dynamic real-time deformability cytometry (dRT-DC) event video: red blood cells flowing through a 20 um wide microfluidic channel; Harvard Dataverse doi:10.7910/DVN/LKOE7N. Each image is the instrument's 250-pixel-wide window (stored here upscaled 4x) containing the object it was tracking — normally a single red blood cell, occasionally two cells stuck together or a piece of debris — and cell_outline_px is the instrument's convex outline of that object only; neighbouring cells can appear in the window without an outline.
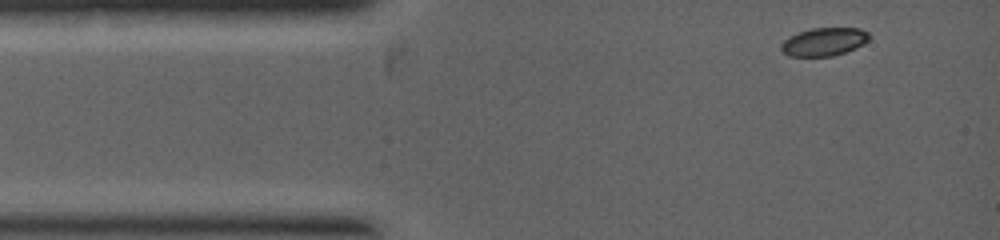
{"species": "common noctule bat (a hibernating species)", "species_latin": "Nyctalus noctula", "temperature_condition": "warm", "stored_images_in_passage": 5, "camera_frame_rate_fps": 5000, "um_per_image_px": 0.085, "animal": {"sex": "female", "body_mass_g": 19.0, "forearm_length_mm": 53.3}, "frame": {"image": 1, "passage_image": 1, "time_ms": 0.0, "image_size_px": [1000, 240], "cell_outline_px": [[868, 40], [864, 44], [856, 48], [832, 56], [788, 56], [780, 48], [780, 44], [784, 40], [800, 32], [812, 28], [860, 28], [868, 32]], "centroid_in_image_um": [70.05, 3.55], "position_along_channel_um": 15.0, "area_um2": 14.28}}
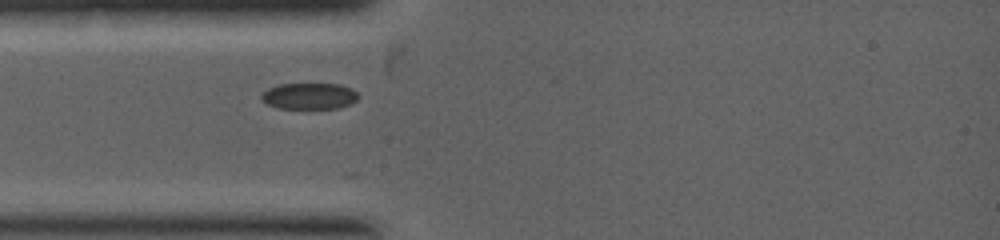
{"frame": {"image": 2, "passage_image": 5, "time_ms": 1.4, "image_size_px": [1000, 240], "cell_outline_px": [[360, 96], [356, 100], [340, 108], [276, 108], [260, 100], [260, 96], [268, 88], [280, 84], [340, 84], [352, 88]], "centroid_in_image_um": [26.28, 8.16], "position_along_channel_um": 58.7, "area_um2": 14.85}}